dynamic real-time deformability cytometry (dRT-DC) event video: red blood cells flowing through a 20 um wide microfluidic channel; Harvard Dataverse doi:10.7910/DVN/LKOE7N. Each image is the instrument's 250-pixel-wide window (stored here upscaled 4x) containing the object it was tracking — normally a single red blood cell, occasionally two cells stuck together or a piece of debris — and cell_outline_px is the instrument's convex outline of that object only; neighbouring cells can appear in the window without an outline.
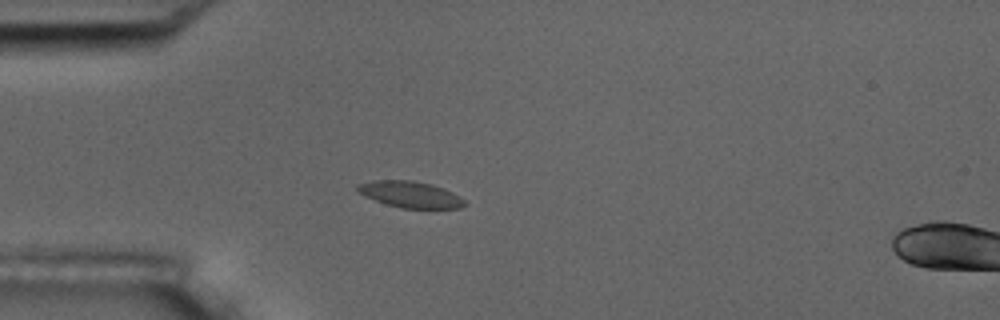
{"species": "common noctule bat (a hibernating species)", "species_latin": "Nyctalus noctula", "temperature_condition": "room temperature", "stored_images_in_passage": 4, "camera_frame_rate_fps": 3000, "um_per_image_px": 0.085, "animal": {"sex": "male", "body_mass_g": 17.5, "forearm_length_mm": 52.3}, "frame": {"image": 1, "passage_image": 3, "time_ms": 2.333, "image_size_px": [1000, 320], "cell_outline_px": [[468, 204], [460, 208], [400, 208], [364, 196], [356, 188], [356, 184], [376, 180], [412, 180], [432, 184], [444, 188], [460, 196]], "centroid_in_image_um": [34.91, 16.52], "position_along_channel_um": 50.1, "area_um2": 16.42}}